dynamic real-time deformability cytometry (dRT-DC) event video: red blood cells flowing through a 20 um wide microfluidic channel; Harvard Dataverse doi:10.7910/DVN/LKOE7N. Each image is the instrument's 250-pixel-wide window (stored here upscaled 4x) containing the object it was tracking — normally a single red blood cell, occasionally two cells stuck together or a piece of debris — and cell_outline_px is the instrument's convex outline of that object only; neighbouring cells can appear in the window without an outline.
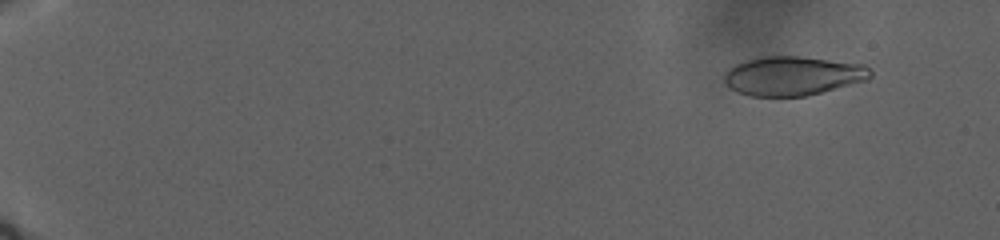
{"species": "human", "species_latin": "Homo sapiens", "temperature_condition": "warm", "stored_images_in_passage": 85, "camera_frame_rate_fps": 3000, "um_per_image_px": 0.085, "donor": {"sex": "male"}, "frame": {"image": 1, "passage_image": 24, "time_ms": 4.0, "image_size_px": [1000, 240], "cell_outline_px": [[872, 76], [868, 80], [808, 96], [752, 96], [736, 92], [728, 88], [724, 84], [724, 76], [736, 64], [748, 60], [764, 56], [796, 56], [864, 64], [872, 72]], "centroid_in_image_um": [67.41, 6.46], "position_along_channel_um": 17.6, "area_um2": 33.29}}
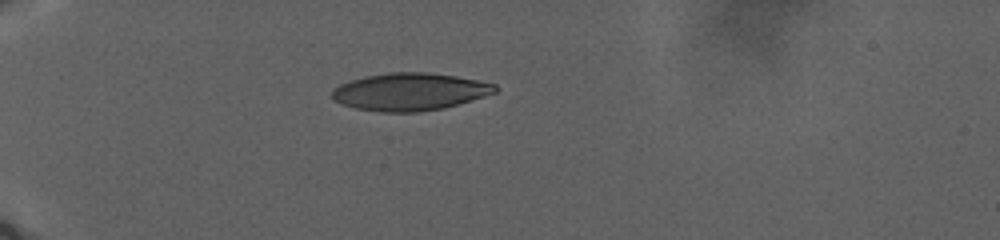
{"frame": {"image": 2, "passage_image": 78, "time_ms": 14.0, "image_size_px": [1000, 240], "cell_outline_px": [[496, 92], [484, 96], [444, 108], [416, 112], [380, 112], [356, 108], [340, 104], [332, 100], [332, 88], [340, 84], [364, 76], [388, 72], [424, 72], [456, 76], [496, 84]], "centroid_in_image_um": [34.78, 7.8], "position_along_channel_um": 50.2, "area_um2": 35.6}}